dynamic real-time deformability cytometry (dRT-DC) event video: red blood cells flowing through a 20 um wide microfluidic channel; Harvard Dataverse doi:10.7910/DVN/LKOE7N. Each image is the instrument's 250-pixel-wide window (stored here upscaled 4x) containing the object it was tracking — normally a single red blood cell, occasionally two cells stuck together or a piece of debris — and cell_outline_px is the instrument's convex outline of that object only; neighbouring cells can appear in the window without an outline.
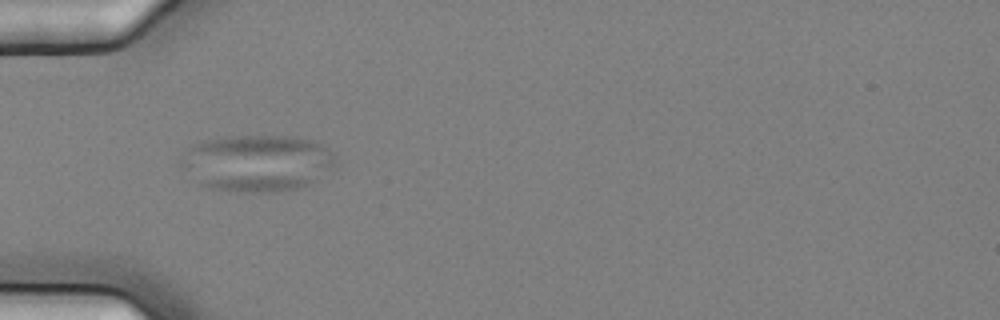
{"species": "common noctule bat (a hibernating species)", "species_latin": "Nyctalus noctula", "temperature_condition": "cold", "stored_images_in_passage": 2, "camera_frame_rate_fps": 3000, "um_per_image_px": 0.085, "animal": {"sex": "female", "body_mass_g": 25.1}, "frame": {"image": 1, "passage_image": 2, "time_ms": 0.333, "image_size_px": [1000, 320], "cell_outline_px": [[332, 160], [320, 180], [300, 188], [280, 192], [236, 192], [208, 188], [200, 184], [180, 168], [180, 160], [188, 148], [204, 140], [228, 136], [296, 136], [316, 140], [324, 144], [332, 152]], "centroid_in_image_um": [21.82, 13.86], "position_along_channel_um": 63.2, "area_um2": 51.44}}